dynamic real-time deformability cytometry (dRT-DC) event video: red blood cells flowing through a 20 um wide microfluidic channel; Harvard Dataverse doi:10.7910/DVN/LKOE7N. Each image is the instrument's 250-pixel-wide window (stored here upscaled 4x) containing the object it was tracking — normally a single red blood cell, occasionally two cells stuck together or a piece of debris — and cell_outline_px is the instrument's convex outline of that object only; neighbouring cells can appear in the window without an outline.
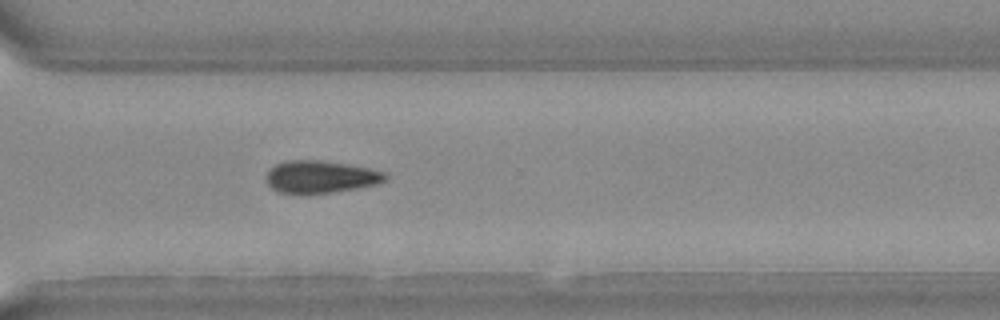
{"species": "Egyptian fruit bat (a non-hibernating species)", "species_latin": "Rousettus aegyptiacus", "temperature_condition": "warm", "stored_images_in_passage": 20, "camera_frame_rate_fps": 3000, "um_per_image_px": 0.085, "animal": {"sex": "female"}, "frame": {"image": 1, "passage_image": 15, "time_ms": 4.667, "image_size_px": [1000, 320], "cell_outline_px": [[388, 176], [380, 184], [356, 188], [328, 192], [280, 192], [272, 188], [268, 184], [264, 176], [276, 164], [284, 160], [320, 160], [348, 164], [368, 168], [384, 172]], "centroid_in_image_um": [27.25, 15.0], "position_along_channel_um": 343.3, "area_um2": 22.08}}